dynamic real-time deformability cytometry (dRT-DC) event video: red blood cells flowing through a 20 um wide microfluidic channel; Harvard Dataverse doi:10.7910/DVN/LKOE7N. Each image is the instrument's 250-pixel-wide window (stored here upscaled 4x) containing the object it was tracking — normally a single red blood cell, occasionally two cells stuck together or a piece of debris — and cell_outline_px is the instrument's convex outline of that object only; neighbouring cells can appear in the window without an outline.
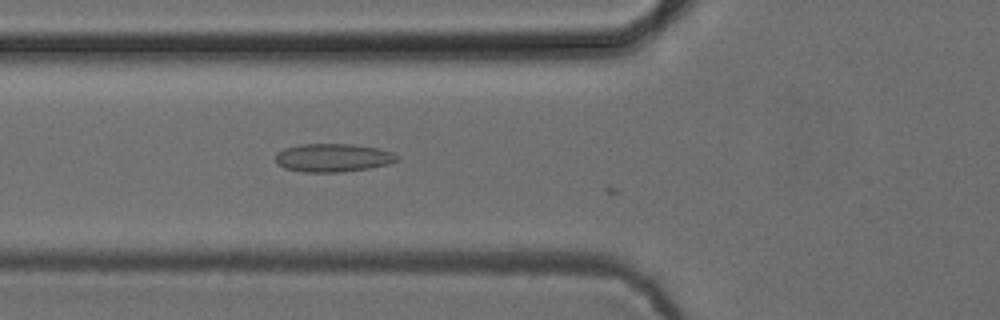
{"species": "common noctule bat (a hibernating species)", "species_latin": "Nyctalus noctula", "temperature_condition": "cold", "stored_images_in_passage": 20, "camera_frame_rate_fps": 3000, "um_per_image_px": 0.085, "animal": {"sex": "female", "body_mass_g": 24.6, "forearm_length_mm": 56.2}, "frame": {"image": 1, "passage_image": 2, "time_ms": 0.333, "image_size_px": [1000, 320], "cell_outline_px": [[400, 160], [388, 164], [368, 168], [340, 172], [304, 172], [284, 168], [276, 164], [276, 152], [284, 148], [300, 144], [352, 144], [376, 148], [392, 152], [400, 156]], "centroid_in_image_um": [28.29, 13.4], "position_along_channel_um": 97.5, "area_um2": 20.11}}
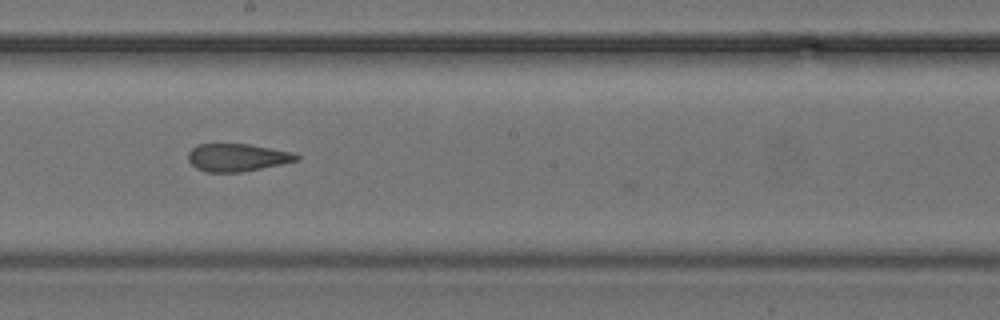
{"frame": {"image": 2, "passage_image": 12, "time_ms": 3.667, "image_size_px": [1000, 320], "cell_outline_px": [[300, 160], [240, 172], [204, 172], [196, 168], [188, 160], [188, 152], [196, 144], [248, 144], [292, 152], [300, 156]], "centroid_in_image_um": [20.13, 13.38], "position_along_channel_um": 228.1, "area_um2": 17.4}}
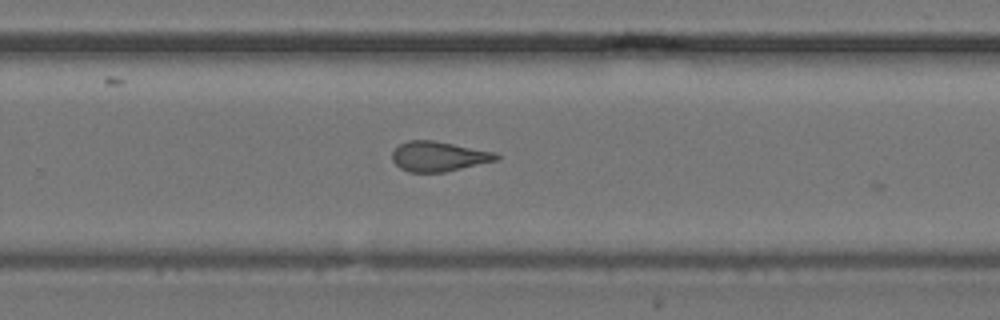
{"frame": {"image": 3, "passage_image": 17, "time_ms": 5.333, "image_size_px": [1000, 320], "cell_outline_px": [[500, 160], [444, 172], [408, 172], [400, 168], [392, 160], [392, 152], [400, 144], [408, 140], [432, 140], [496, 152], [500, 156]], "centroid_in_image_um": [37.31, 13.3], "position_along_channel_um": 292.5, "area_um2": 18.21}}